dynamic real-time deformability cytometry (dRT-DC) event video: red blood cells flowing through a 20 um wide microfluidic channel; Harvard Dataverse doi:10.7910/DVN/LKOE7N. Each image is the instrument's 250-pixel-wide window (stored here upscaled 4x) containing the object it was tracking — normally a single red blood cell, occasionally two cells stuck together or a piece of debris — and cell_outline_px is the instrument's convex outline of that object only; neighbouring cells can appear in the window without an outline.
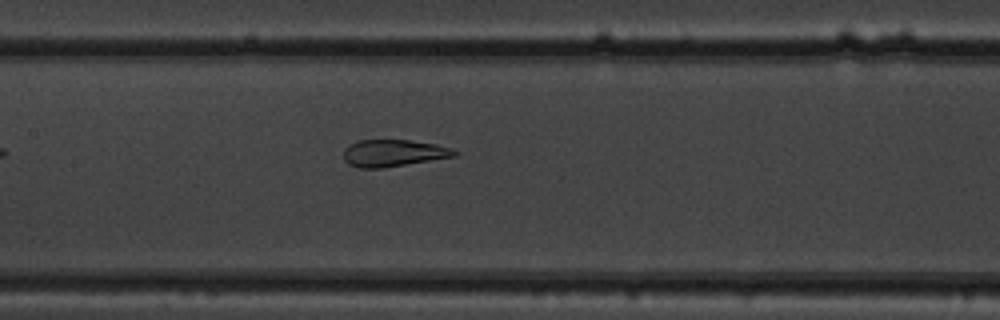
{"species": "common noctule bat (a hibernating species)", "species_latin": "Nyctalus noctula", "temperature_condition": "warm", "stored_images_in_passage": 36, "camera_frame_rate_fps": 3000, "um_per_image_px": 0.085, "animal": {"sex": "male", "body_mass_g": 19.5, "forearm_length_mm": 54.6}, "frame": {"image": 1, "passage_image": 11, "time_ms": 3.333, "image_size_px": [1000, 320], "cell_outline_px": [[460, 152], [456, 156], [384, 168], [360, 168], [348, 164], [344, 160], [344, 148], [348, 144], [360, 140], [408, 140], [436, 144], [452, 148]], "centroid_in_image_um": [33.44, 13.01], "position_along_channel_um": 174.0, "area_um2": 17.57}}
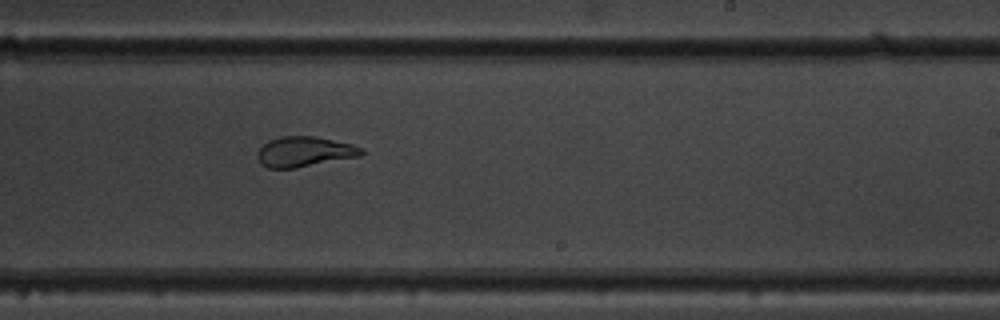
{"frame": {"image": 2, "passage_image": 18, "time_ms": 5.667, "image_size_px": [1000, 320], "cell_outline_px": [[364, 152], [360, 156], [296, 168], [268, 168], [260, 164], [256, 156], [256, 152], [268, 140], [280, 136], [316, 136], [352, 144], [364, 148]], "centroid_in_image_um": [25.86, 12.89], "position_along_channel_um": 263.1, "area_um2": 18.5}}
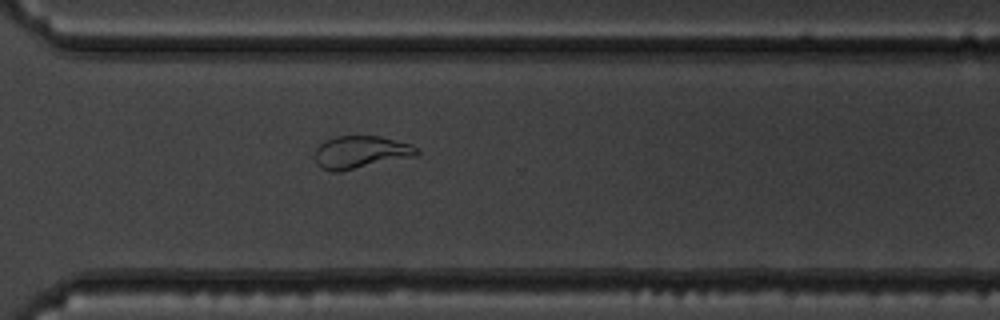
{"frame": {"image": 3, "passage_image": 24, "time_ms": 7.667, "image_size_px": [1000, 320], "cell_outline_px": [[420, 152], [416, 156], [340, 172], [332, 172], [320, 168], [316, 164], [316, 148], [324, 140], [336, 136], [380, 136], [412, 144]], "centroid_in_image_um": [30.65, 12.94], "position_along_channel_um": 339.9, "area_um2": 19.54}, "authors_computed_cell_mechanics": {"area_um2": 19.1029, "velocity_mm_per_s": 3.84, "shape_relaxation_time_tau1_ms": 7.2976, "shape_relaxation_time_tau2_ms": 0.4531, "deformation_change_tau1": 0.1732, "deformation_change_tau2": 0.0489}}